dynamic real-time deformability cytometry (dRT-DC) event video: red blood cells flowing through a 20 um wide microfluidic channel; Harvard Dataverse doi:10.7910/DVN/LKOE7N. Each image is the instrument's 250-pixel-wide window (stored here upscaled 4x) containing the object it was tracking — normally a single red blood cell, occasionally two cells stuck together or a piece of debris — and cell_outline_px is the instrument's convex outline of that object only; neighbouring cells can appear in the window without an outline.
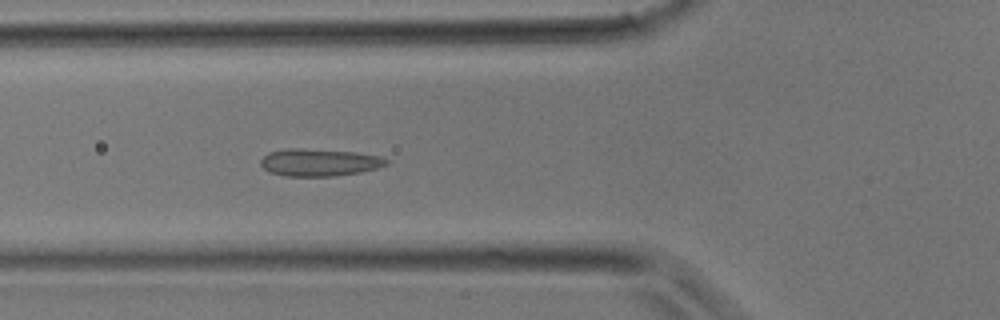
{"species": "common noctule bat (a hibernating species)", "species_latin": "Nyctalus noctula", "temperature_condition": "room temperature", "stored_images_in_passage": 26, "camera_frame_rate_fps": 3000, "um_per_image_px": 0.085, "animal": {"sex": "male", "body_mass_g": 17.9}, "frame": {"image": 1, "passage_image": 6, "time_ms": 1.667, "image_size_px": [1000, 320], "cell_outline_px": [[388, 164], [376, 168], [360, 172], [332, 176], [284, 176], [268, 172], [260, 164], [260, 160], [268, 152], [288, 148], [300, 148], [356, 152], [380, 156], [388, 160]], "centroid_in_image_um": [27.1, 13.8], "position_along_channel_um": 98.7, "area_um2": 20.06}}
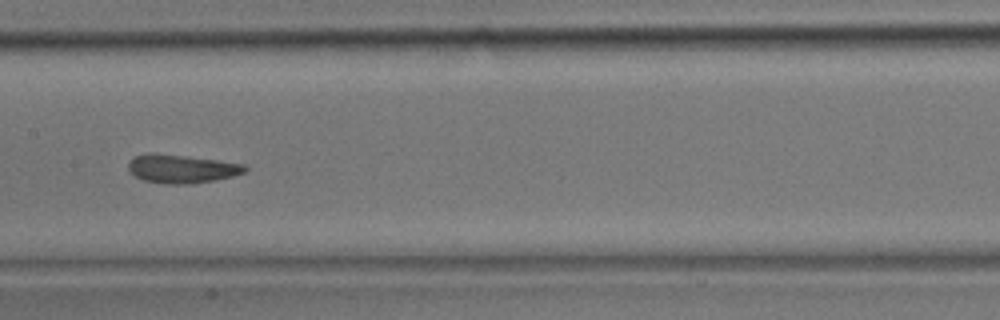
{"frame": {"image": 2, "passage_image": 11, "time_ms": 3.333, "image_size_px": [1000, 320], "cell_outline_px": [[248, 168], [244, 172], [232, 176], [212, 180], [188, 184], [168, 184], [144, 180], [128, 172], [128, 164], [136, 156], [184, 156], [216, 160], [244, 164]], "centroid_in_image_um": [15.49, 14.39], "position_along_channel_um": 191.9, "area_um2": 18.32}}
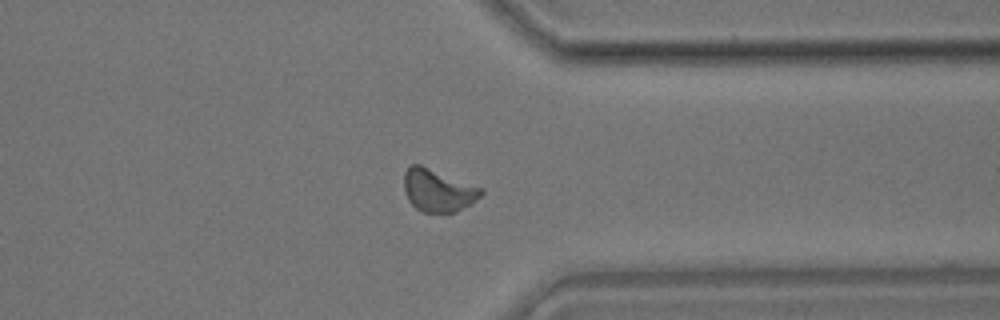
{"frame": {"image": 3, "passage_image": 21, "time_ms": 6.667, "image_size_px": [1000, 320], "cell_outline_px": [[484, 192], [476, 200], [456, 212], [420, 212], [408, 200], [404, 192], [404, 172], [408, 164], [420, 164], [484, 188]], "centroid_in_image_um": [37.21, 16.16], "position_along_channel_um": 374.2, "area_um2": 19.31}}